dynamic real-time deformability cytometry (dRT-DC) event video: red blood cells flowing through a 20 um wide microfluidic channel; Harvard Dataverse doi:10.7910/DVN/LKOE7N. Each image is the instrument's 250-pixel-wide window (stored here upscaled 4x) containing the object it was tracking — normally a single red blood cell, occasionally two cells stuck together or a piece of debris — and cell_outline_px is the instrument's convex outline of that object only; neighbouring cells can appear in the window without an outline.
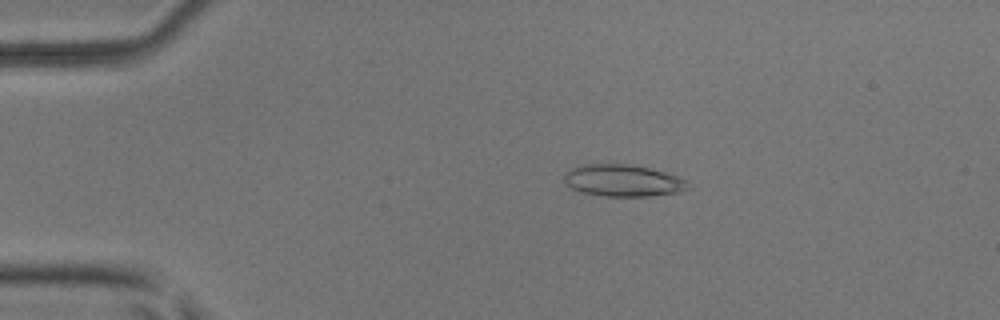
{"species": "common noctule bat (a hibernating species)", "species_latin": "Nyctalus noctula", "temperature_condition": "room temperature", "stored_images_in_passage": 51, "camera_frame_rate_fps": 3000, "um_per_image_px": 0.085, "animal": {"sex": "male", "body_mass_g": 17.9, "forearm_length_mm": 54.2}, "frame": {"image": 1, "passage_image": 10, "time_ms": 3.0, "image_size_px": [1000, 320], "cell_outline_px": [[692, 184], [688, 188], [680, 192], [648, 196], [604, 196], [580, 192], [572, 188], [564, 180], [564, 172], [572, 168], [584, 164], [624, 164], [648, 168], [664, 172], [688, 180]], "centroid_in_image_um": [52.97, 15.35], "position_along_channel_um": 32.0, "area_um2": 22.95}}
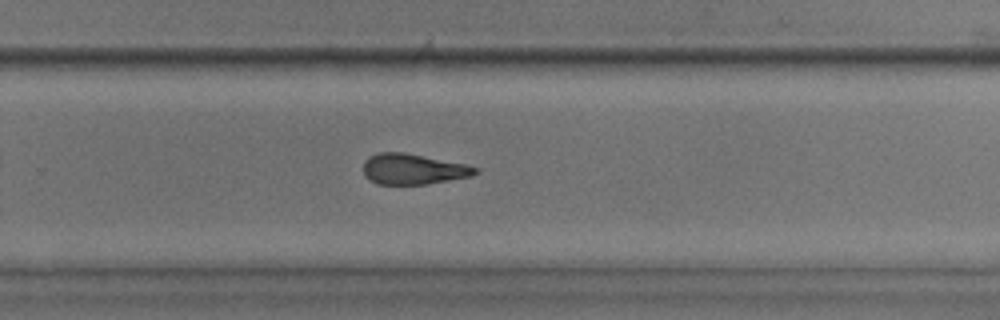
{"frame": {"image": 2, "passage_image": 34, "time_ms": 11.0, "image_size_px": [1000, 320], "cell_outline_px": [[480, 172], [472, 176], [428, 184], [376, 184], [368, 180], [364, 176], [364, 160], [368, 156], [380, 152], [404, 152], [464, 164], [480, 168]], "centroid_in_image_um": [35.11, 14.38], "position_along_channel_um": 294.7, "area_um2": 20.11}}
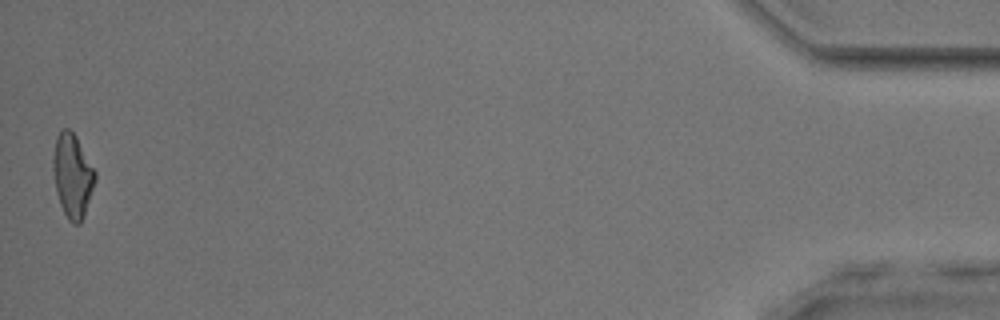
{"frame": {"image": 3, "passage_image": 51, "time_ms": 16.667, "image_size_px": [1000, 320], "cell_outline_px": [[96, 180], [84, 216], [80, 224], [72, 224], [68, 220], [60, 204], [56, 192], [52, 168], [52, 160], [56, 136], [64, 128], [68, 128], [76, 136], [96, 172]], "centroid_in_image_um": [6.15, 14.95], "position_along_channel_um": 429.0, "area_um2": 20.58}, "authors_computed_cell_mechanics": {"area_um2": 21.097, "velocity_mm_per_s": 3.9884, "shape_relaxation_time_tau1_ms": null, "shape_relaxation_time_tau2_ms": 3.4559, "deformation_change_tau1": null, "deformation_change_tau2": 0.1453}}